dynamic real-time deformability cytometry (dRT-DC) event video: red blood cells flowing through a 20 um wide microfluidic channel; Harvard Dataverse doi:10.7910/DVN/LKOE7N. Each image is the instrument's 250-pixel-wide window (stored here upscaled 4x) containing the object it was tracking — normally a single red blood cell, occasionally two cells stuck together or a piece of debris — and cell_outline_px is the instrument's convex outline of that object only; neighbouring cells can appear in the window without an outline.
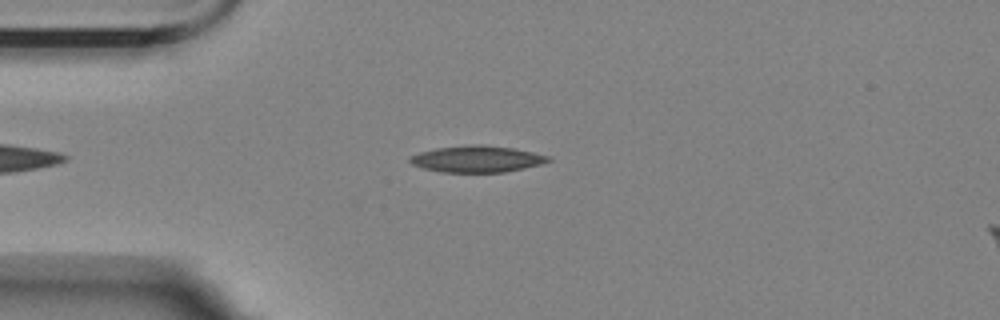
{"species": "Egyptian fruit bat (a non-hibernating species)", "species_latin": "Rousettus aegyptiacus", "temperature_condition": "room temperature", "stored_images_in_passage": 10, "camera_frame_rate_fps": 3000, "um_per_image_px": 0.085, "animal": {"sex": "female"}, "frame": {"image": 1, "passage_image": 7, "time_ms": 2.0, "image_size_px": [1000, 320], "cell_outline_px": [[552, 160], [540, 164], [524, 168], [504, 172], [440, 172], [424, 168], [412, 164], [408, 160], [408, 156], [420, 152], [436, 148], [464, 144], [480, 144], [516, 148], [552, 156]], "centroid_in_image_um": [40.55, 13.5], "position_along_channel_um": 44.4, "area_um2": 21.68}}